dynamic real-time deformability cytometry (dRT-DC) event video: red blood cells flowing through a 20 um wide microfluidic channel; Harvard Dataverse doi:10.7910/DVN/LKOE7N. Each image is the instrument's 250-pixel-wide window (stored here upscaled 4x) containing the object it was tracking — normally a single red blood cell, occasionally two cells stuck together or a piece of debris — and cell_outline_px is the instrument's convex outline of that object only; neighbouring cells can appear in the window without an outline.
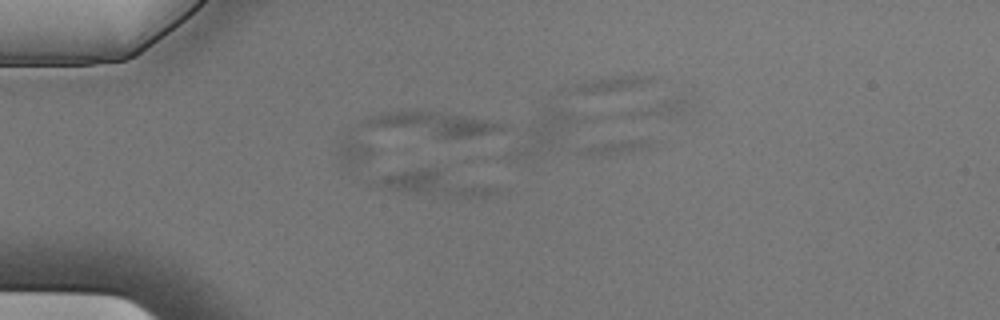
{"species": "Egyptian fruit bat (a non-hibernating species)", "species_latin": "Rousettus aegyptiacus", "temperature_condition": "cold", "stored_images_in_passage": 2, "camera_frame_rate_fps": 3000, "um_per_image_px": 0.085, "animal": {"sex": "male"}, "frame": {"image": 1, "passage_image": 1, "time_ms": 0.0, "image_size_px": [1000, 320], "cell_outline_px": [[496, 192], [488, 196], [432, 196], [404, 192], [380, 188], [368, 184], [368, 180], [396, 172], [420, 168], [440, 168], [496, 188]], "centroid_in_image_um": [36.74, 15.59], "position_along_channel_um": 48.3, "area_um2": 17.46}}